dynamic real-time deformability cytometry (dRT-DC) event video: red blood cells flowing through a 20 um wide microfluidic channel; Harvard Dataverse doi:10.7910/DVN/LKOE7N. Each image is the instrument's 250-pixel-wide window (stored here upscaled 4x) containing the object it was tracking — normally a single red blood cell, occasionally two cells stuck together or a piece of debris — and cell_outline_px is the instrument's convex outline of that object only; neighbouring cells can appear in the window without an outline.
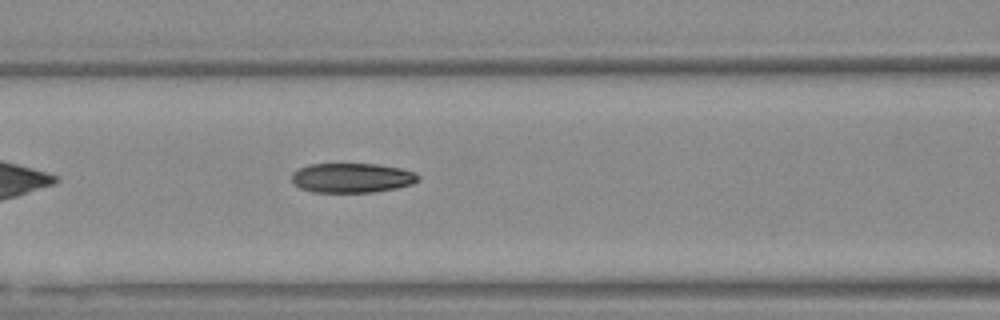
{"species": "Egyptian fruit bat (a non-hibernating species)", "species_latin": "Rousettus aegyptiacus", "temperature_condition": "warm", "stored_images_in_passage": 30, "camera_frame_rate_fps": 3000, "um_per_image_px": 0.085, "animal": {"sex": "female"}, "frame": {"image": 1, "passage_image": 9, "time_ms": 2.667, "image_size_px": [1000, 320], "cell_outline_px": [[420, 180], [412, 184], [396, 188], [372, 192], [312, 192], [300, 188], [292, 184], [292, 172], [308, 164], [376, 164], [400, 168], [416, 172], [420, 176]], "centroid_in_image_um": [29.91, 15.12], "position_along_channel_um": 136.7, "area_um2": 21.96}}
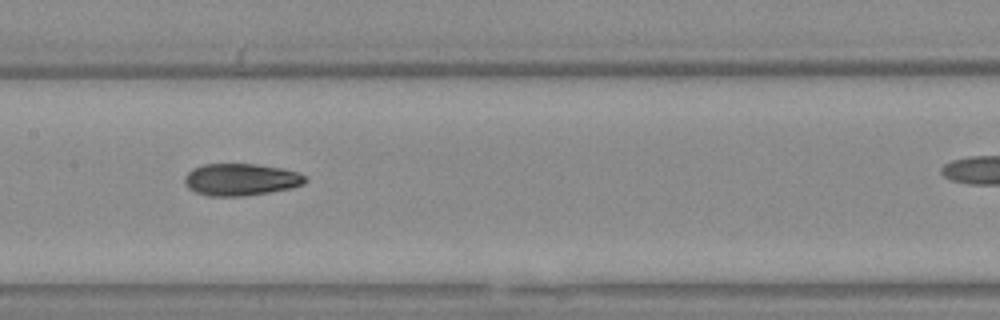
{"frame": {"image": 2, "passage_image": 13, "time_ms": 4.0, "image_size_px": [1000, 320], "cell_outline_px": [[308, 180], [304, 184], [292, 188], [244, 196], [208, 196], [196, 192], [188, 188], [184, 184], [184, 176], [192, 168], [204, 164], [256, 164], [284, 168], [296, 172], [304, 176]], "centroid_in_image_um": [20.45, 15.26], "position_along_channel_um": 186.9, "area_um2": 22.66}}
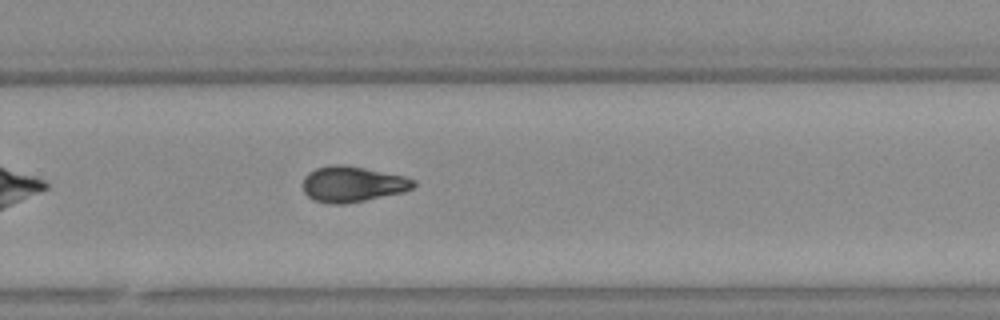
{"frame": {"image": 3, "passage_image": 22, "time_ms": 7.0, "image_size_px": [1000, 320], "cell_outline_px": [[416, 184], [412, 188], [404, 192], [348, 204], [332, 204], [316, 200], [308, 196], [304, 192], [304, 176], [308, 172], [316, 168], [332, 164], [344, 164], [404, 176], [416, 180]], "centroid_in_image_um": [29.98, 15.65], "position_along_channel_um": 299.8, "area_um2": 23.06}}